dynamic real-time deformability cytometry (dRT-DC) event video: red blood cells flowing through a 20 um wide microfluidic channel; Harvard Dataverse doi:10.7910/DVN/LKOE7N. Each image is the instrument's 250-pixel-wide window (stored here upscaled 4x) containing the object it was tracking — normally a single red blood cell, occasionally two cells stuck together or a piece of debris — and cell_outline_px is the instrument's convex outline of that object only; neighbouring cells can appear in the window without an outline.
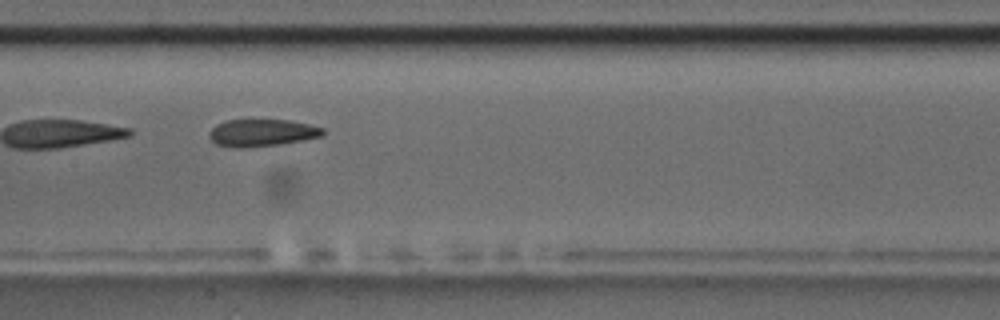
{"species": "common noctule bat (a hibernating species)", "species_latin": "Nyctalus noctula", "temperature_condition": "room temperature", "stored_images_in_passage": 9, "camera_frame_rate_fps": 3000, "um_per_image_px": 0.085, "animal": {"sex": "male", "body_mass_g": 17.5, "forearm_length_mm": 52.3}, "frame": {"image": 1, "passage_image": 8, "time_ms": 8.0, "image_size_px": [1000, 320], "cell_outline_px": [[324, 132], [320, 136], [280, 144], [244, 148], [240, 148], [216, 144], [208, 136], [208, 132], [216, 124], [224, 120], [288, 120], [308, 124], [324, 128]], "centroid_in_image_um": [22.21, 11.28], "position_along_channel_um": 185.2, "area_um2": 17.86}}